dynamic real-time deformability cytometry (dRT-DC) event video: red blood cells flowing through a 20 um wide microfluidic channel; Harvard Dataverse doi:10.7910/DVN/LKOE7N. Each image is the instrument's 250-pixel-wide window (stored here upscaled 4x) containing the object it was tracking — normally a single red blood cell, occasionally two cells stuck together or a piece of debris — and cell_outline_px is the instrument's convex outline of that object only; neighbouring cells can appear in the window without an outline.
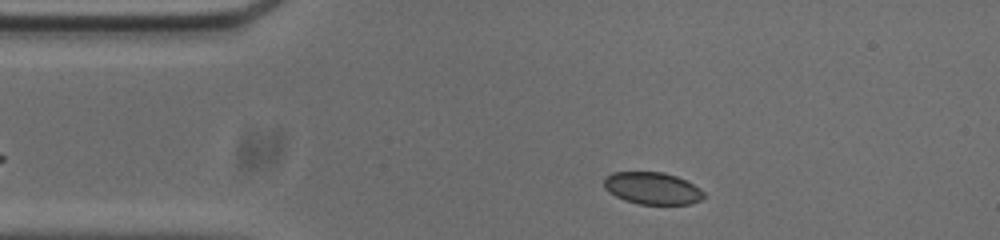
{"species": "common noctule bat (a hibernating species)", "species_latin": "Nyctalus noctula", "temperature_condition": "cold", "stored_images_in_passage": 48, "camera_frame_rate_fps": 3000, "um_per_image_px": 0.085, "animal": {"sex": "male", "body_mass_g": 20.0, "forearm_length_mm": 53.3}, "frame": {"image": 1, "passage_image": 4, "time_ms": 1.0, "image_size_px": [1000, 240], "cell_outline_px": [[708, 196], [692, 204], [640, 204], [624, 200], [608, 192], [604, 188], [604, 176], [612, 172], [664, 172], [676, 176], [700, 188]], "centroid_in_image_um": [55.45, 16.0], "position_along_channel_um": 29.6, "area_um2": 18.84}}
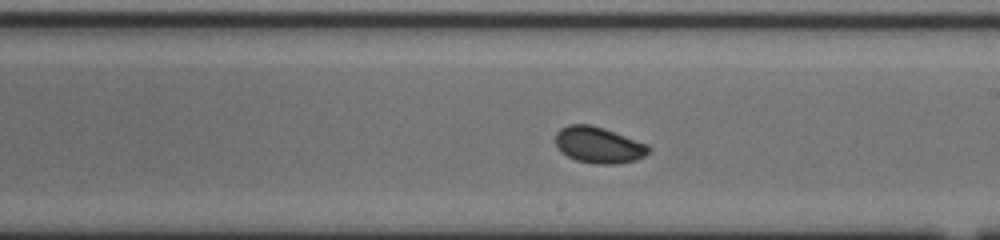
{"frame": {"image": 2, "passage_image": 24, "time_ms": 7.667, "image_size_px": [1000, 240], "cell_outline_px": [[652, 148], [644, 156], [636, 160], [612, 164], [596, 164], [576, 160], [560, 152], [556, 148], [556, 132], [560, 128], [568, 124], [592, 124], [604, 128], [648, 144]], "centroid_in_image_um": [50.86, 12.31], "position_along_channel_um": 238.1, "area_um2": 19.83}}
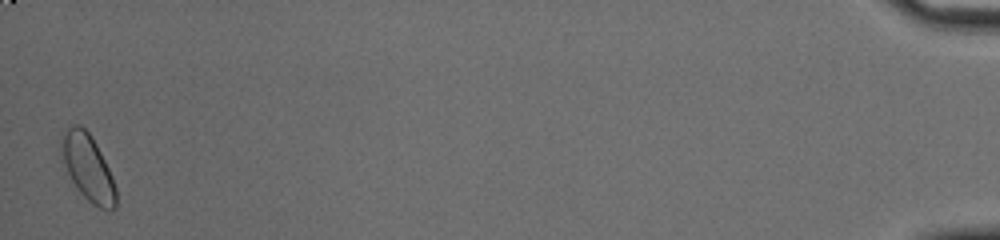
{"frame": {"image": 3, "passage_image": 48, "time_ms": 15.667, "image_size_px": [1000, 240], "cell_outline_px": [[116, 208], [100, 208], [92, 204], [80, 192], [72, 180], [60, 160], [60, 140], [68, 128], [72, 124], [80, 124], [92, 136], [112, 176], [116, 188]], "centroid_in_image_um": [7.44, 14.21], "position_along_channel_um": 427.8, "area_um2": 20.98}}